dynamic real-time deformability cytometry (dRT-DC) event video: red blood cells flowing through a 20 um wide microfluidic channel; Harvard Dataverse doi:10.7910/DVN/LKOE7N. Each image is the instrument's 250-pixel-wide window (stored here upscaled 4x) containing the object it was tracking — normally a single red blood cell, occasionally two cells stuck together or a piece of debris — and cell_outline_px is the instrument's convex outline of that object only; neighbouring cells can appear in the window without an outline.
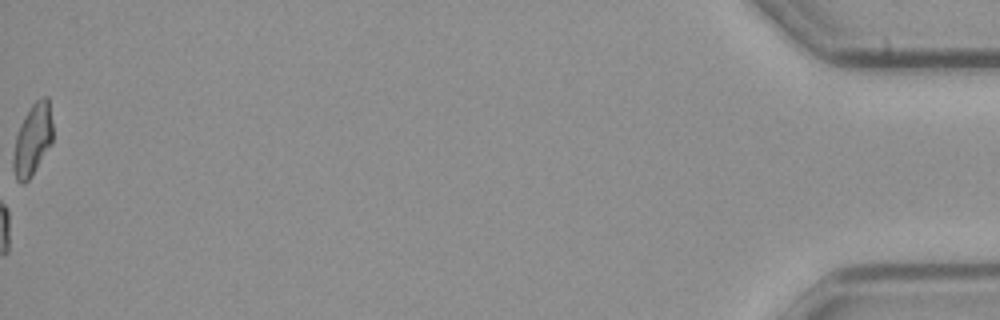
{"species": "common noctule bat (a hibernating species)", "species_latin": "Nyctalus noctula", "temperature_condition": "cold", "stored_images_in_passage": 56, "camera_frame_rate_fps": 3000, "um_per_image_px": 0.085, "animal": {"sex": "male", "body_mass_g": 23.1, "forearm_length_mm": 52.7}, "frame": {"image": 1, "passage_image": 56, "time_ms": 18.333, "image_size_px": [1000, 320], "cell_outline_px": [[52, 144], [28, 180], [24, 184], [20, 184], [16, 180], [12, 168], [12, 160], [16, 136], [20, 124], [32, 104], [40, 96], [48, 96], [52, 124]], "centroid_in_image_um": [2.76, 11.88], "position_along_channel_um": 432.4, "area_um2": 16.53}, "authors_computed_cell_mechanics": {"area_um2": 19.8254, "velocity_mm_per_s": 3.7039, "shape_relaxation_time_tau1_ms": 5.285, "shape_relaxation_time_tau2_ms": 5.597, "deformation_change_tau1": 0.1442, "deformation_change_tau2": 0.1035}}